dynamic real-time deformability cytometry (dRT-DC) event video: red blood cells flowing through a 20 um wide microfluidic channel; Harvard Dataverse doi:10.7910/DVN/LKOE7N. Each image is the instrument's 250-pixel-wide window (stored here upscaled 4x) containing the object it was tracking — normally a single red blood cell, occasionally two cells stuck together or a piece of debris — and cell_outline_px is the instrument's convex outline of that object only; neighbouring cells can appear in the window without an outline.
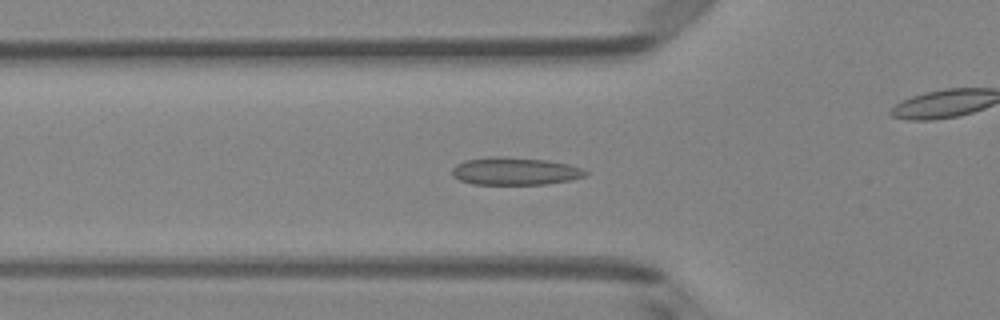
{"species": "Egyptian fruit bat (a non-hibernating species)", "species_latin": "Rousettus aegyptiacus", "temperature_condition": "room temperature", "stored_images_in_passage": 51, "camera_frame_rate_fps": 3000, "um_per_image_px": 0.085, "animal": {"sex": "female"}, "frame": {"image": 1, "passage_image": 17, "time_ms": 5.333, "image_size_px": [1000, 320], "cell_outline_px": [[588, 172], [584, 176], [572, 180], [548, 184], [472, 184], [460, 180], [452, 176], [452, 168], [456, 164], [464, 160], [492, 156], [504, 156], [548, 160], [568, 164], [580, 168]], "centroid_in_image_um": [43.75, 14.54], "position_along_channel_um": 82.1, "area_um2": 21.62}}
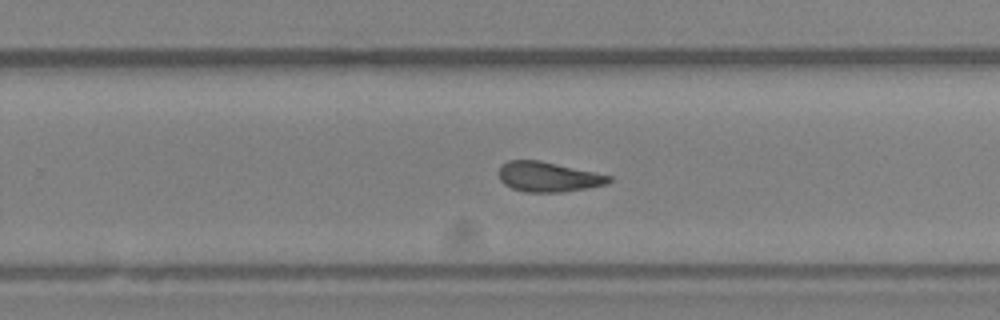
{"frame": {"image": 2, "passage_image": 32, "time_ms": 10.333, "image_size_px": [1000, 320], "cell_outline_px": [[612, 180], [608, 184], [560, 192], [524, 192], [512, 188], [504, 184], [500, 180], [500, 164], [508, 160], [540, 160], [596, 172], [612, 176]], "centroid_in_image_um": [46.6, 15.02], "position_along_channel_um": 283.2, "area_um2": 19.25}}
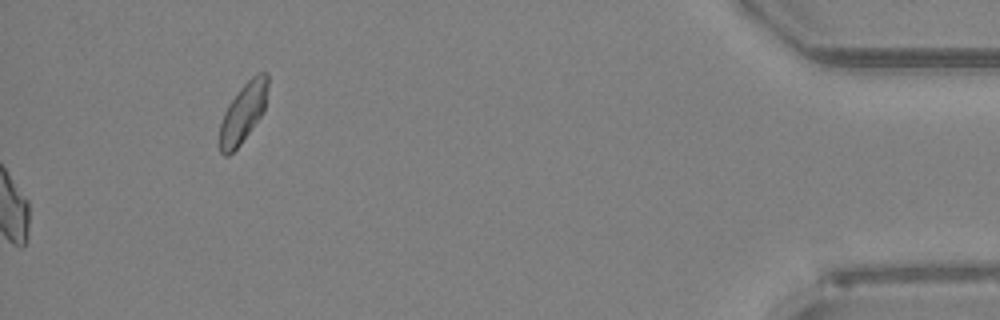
{"frame": {"image": 3, "passage_image": 51, "time_ms": 16.667, "image_size_px": [1000, 320], "cell_outline_px": [[268, 84], [264, 112], [240, 144], [228, 156], [224, 156], [220, 152], [220, 124], [224, 112], [228, 104], [240, 88], [252, 76], [260, 72], [268, 72]], "centroid_in_image_um": [20.67, 9.57], "position_along_channel_um": 414.5, "area_um2": 16.59}, "authors_computed_cell_mechanics": {"area_um2": 19.5942, "velocity_mm_per_s": 4.0239, "shape_relaxation_time_tau1_ms": null, "shape_relaxation_time_tau2_ms": 2.95, "deformation_change_tau1": null, "deformation_change_tau2": 0.0946}}